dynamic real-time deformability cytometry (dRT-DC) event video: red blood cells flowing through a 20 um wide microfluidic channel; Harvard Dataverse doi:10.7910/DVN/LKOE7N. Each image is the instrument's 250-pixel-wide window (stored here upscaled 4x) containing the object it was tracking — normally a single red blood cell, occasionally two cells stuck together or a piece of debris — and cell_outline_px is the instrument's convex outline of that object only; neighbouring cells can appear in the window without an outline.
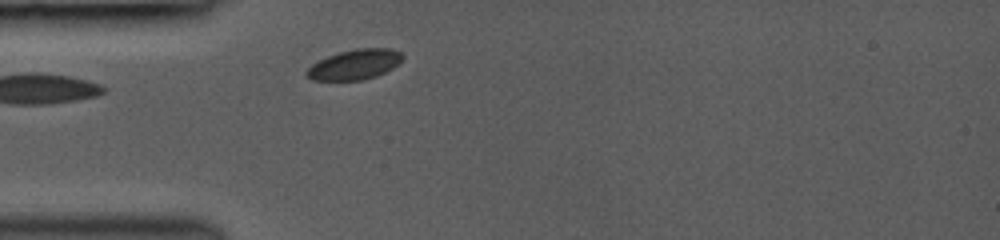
{"species": "common noctule bat (a hibernating species)", "species_latin": "Nyctalus noctula", "temperature_condition": "room temperature", "stored_images_in_passage": 34, "camera_frame_rate_fps": 3000, "um_per_image_px": 0.085, "animal": {"sex": "female", "body_mass_g": 19.0, "forearm_length_mm": 53.3}, "frame": {"image": 1, "passage_image": 1, "time_ms": 0.0, "image_size_px": [1000, 240], "cell_outline_px": [[404, 56], [392, 68], [376, 76], [364, 80], [312, 80], [304, 76], [304, 72], [312, 64], [328, 56], [340, 52], [356, 48], [392, 48], [400, 52]], "centroid_in_image_um": [30.12, 5.49], "position_along_channel_um": 54.9, "area_um2": 16.76}}
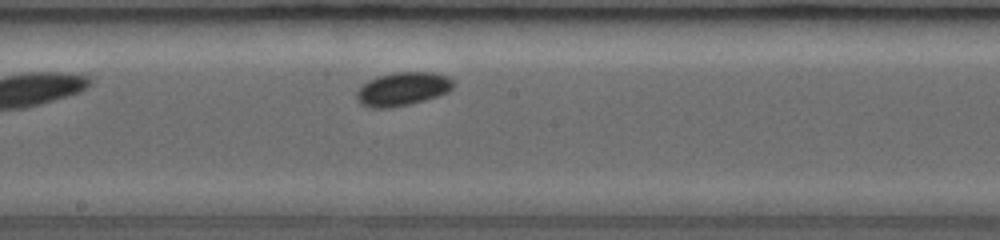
{"frame": {"image": 2, "passage_image": 15, "time_ms": 4.0, "image_size_px": [1000, 240], "cell_outline_px": [[456, 84], [448, 92], [424, 100], [392, 108], [372, 108], [360, 104], [356, 100], [356, 92], [368, 80], [376, 76], [392, 72], [432, 72], [448, 76], [456, 80]], "centroid_in_image_um": [34.23, 7.55], "position_along_channel_um": 214.0, "area_um2": 19.13}}
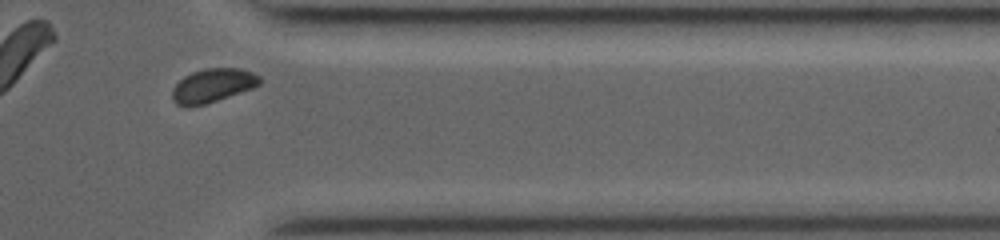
{"frame": {"image": 3, "passage_image": 30, "time_ms": 8.333, "image_size_px": [1000, 240], "cell_outline_px": [[260, 84], [252, 88], [204, 104], [188, 108], [176, 104], [172, 100], [172, 88], [184, 76], [192, 72], [204, 68], [240, 68], [252, 72], [260, 76]], "centroid_in_image_um": [18.04, 7.27], "position_along_channel_um": 393.4, "area_um2": 17.17}, "authors_computed_cell_mechanics": {"area_um2": 17.6579, "velocity_mm_per_s": 4.1218, "shape_relaxation_time_tau1_ms": 0.9945, "shape_relaxation_time_tau2_ms": 3.1866, "deformation_change_tau1": 0.0329, "deformation_change_tau2": 0.0285}}